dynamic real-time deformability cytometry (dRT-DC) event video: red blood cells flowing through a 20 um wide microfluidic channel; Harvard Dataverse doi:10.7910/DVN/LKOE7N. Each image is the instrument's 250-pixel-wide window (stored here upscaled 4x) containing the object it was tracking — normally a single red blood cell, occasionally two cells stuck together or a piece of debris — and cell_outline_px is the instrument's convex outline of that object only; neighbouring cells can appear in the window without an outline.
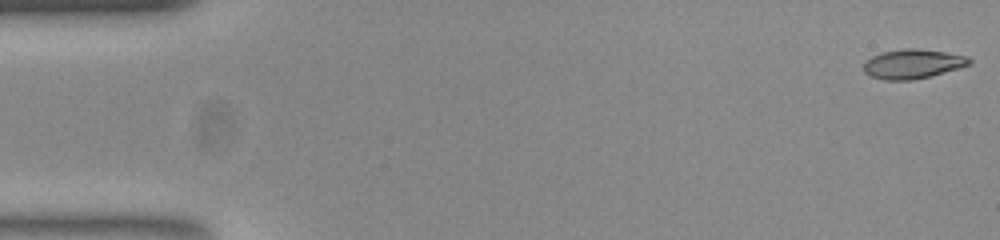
{"species": "common noctule bat (a hibernating species)", "species_latin": "Nyctalus noctula", "temperature_condition": "room temperature", "stored_images_in_passage": 53, "camera_frame_rate_fps": 3000, "um_per_image_px": 0.085, "animal": {"sex": "female", "body_mass_g": 23.0, "forearm_length_mm": 53.4}, "frame": {"image": 1, "passage_image": 1, "time_ms": 0.0, "image_size_px": [1000, 240], "cell_outline_px": [[972, 64], [960, 68], [912, 80], [884, 80], [872, 76], [864, 72], [864, 64], [872, 56], [884, 52], [904, 48], [916, 48], [944, 52], [968, 56], [972, 60]], "centroid_in_image_um": [77.62, 5.43], "position_along_channel_um": 7.4, "area_um2": 17.92}}
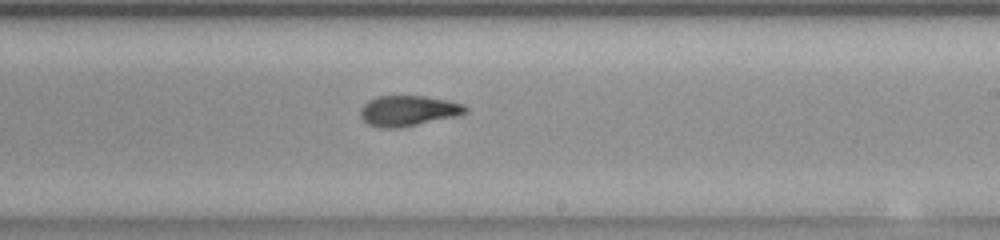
{"frame": {"image": 2, "passage_image": 31, "time_ms": 10.0, "image_size_px": [1000, 240], "cell_outline_px": [[468, 112], [456, 116], [400, 128], [380, 128], [368, 124], [360, 116], [360, 108], [368, 100], [376, 96], [424, 96], [448, 100], [464, 104], [468, 108]], "centroid_in_image_um": [34.69, 9.41], "position_along_channel_um": 254.3, "area_um2": 18.79}}
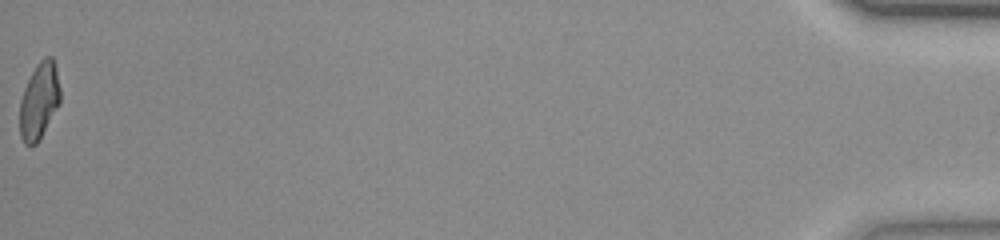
{"frame": {"image": 3, "passage_image": 53, "time_ms": 17.333, "image_size_px": [1000, 240], "cell_outline_px": [[60, 104], [36, 144], [24, 144], [20, 136], [20, 100], [24, 88], [36, 64], [44, 56], [52, 56], [56, 68], [60, 88]], "centroid_in_image_um": [3.33, 8.55], "position_along_channel_um": 431.9, "area_um2": 17.98}, "authors_computed_cell_mechanics": {"area_um2": 18.4382, "velocity_mm_per_s": 3.8602, "shape_relaxation_time_tau1_ms": null, "shape_relaxation_time_tau2_ms": 2.0506, "deformation_change_tau1": null, "deformation_change_tau2": 0.0921}}